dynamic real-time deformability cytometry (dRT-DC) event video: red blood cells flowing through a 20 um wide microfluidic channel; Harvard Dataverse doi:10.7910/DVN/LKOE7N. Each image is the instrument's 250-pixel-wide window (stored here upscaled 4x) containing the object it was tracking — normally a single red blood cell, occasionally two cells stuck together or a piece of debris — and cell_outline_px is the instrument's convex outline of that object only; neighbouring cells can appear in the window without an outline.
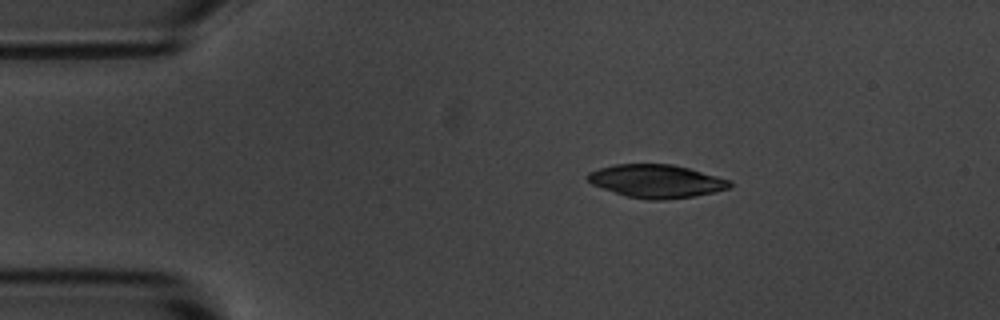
{"species": "common noctule bat (a hibernating species)", "species_latin": "Nyctalus noctula", "temperature_condition": "room temperature", "stored_images_in_passage": 5, "camera_frame_rate_fps": 3000, "um_per_image_px": 0.085, "animal": {"sex": "male", "body_mass_g": 20.1, "forearm_length_mm": 53.5}, "frame": {"image": 1, "passage_image": 2, "time_ms": 1.333, "image_size_px": [1000, 320], "cell_outline_px": [[732, 184], [728, 188], [696, 196], [664, 200], [648, 200], [628, 196], [592, 184], [584, 176], [588, 172], [600, 168], [616, 164], [672, 164], [688, 168], [732, 180]], "centroid_in_image_um": [55.8, 15.39], "position_along_channel_um": 29.2, "area_um2": 27.28}}
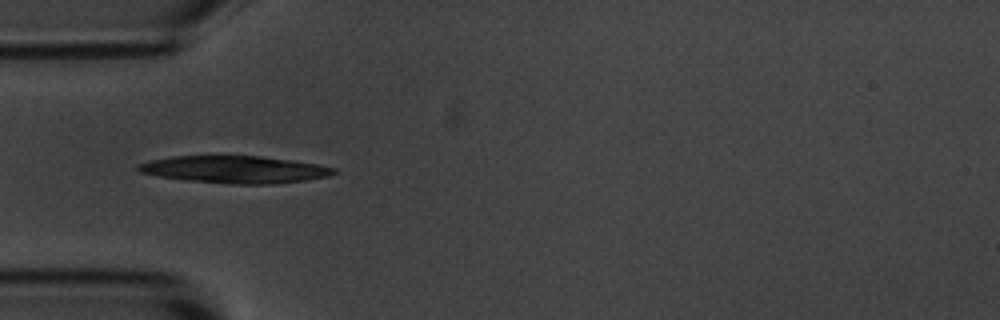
{"frame": {"image": 2, "passage_image": 4, "time_ms": 3.667, "image_size_px": [1000, 320], "cell_outline_px": [[336, 172], [328, 176], [308, 180], [276, 184], [232, 184], [184, 180], [160, 176], [140, 172], [136, 168], [136, 164], [148, 160], [172, 156], [260, 156], [320, 164], [336, 168]], "centroid_in_image_um": [19.95, 14.41], "position_along_channel_um": 65.0, "area_um2": 31.21}}